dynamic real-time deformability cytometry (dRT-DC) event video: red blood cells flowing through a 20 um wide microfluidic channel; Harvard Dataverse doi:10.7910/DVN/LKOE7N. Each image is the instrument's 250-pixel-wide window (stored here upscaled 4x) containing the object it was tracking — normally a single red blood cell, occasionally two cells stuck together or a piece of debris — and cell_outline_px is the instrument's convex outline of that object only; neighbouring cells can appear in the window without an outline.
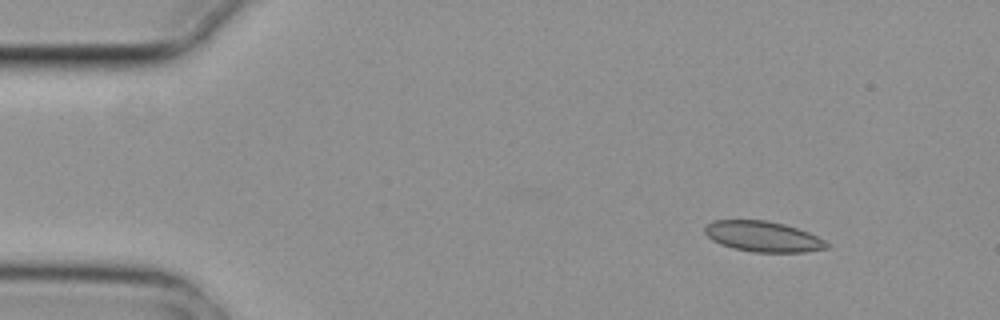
{"species": "common noctule bat (a hibernating species)", "species_latin": "Nyctalus noctula", "temperature_condition": "cold", "stored_images_in_passage": 3, "camera_frame_rate_fps": 3000, "um_per_image_px": 0.085, "animal": {"sex": "female", "body_mass_g": 29.2, "forearm_length_mm": 56.3}, "frame": {"image": 1, "passage_image": 1, "time_ms": 0.0, "image_size_px": [1000, 320], "cell_outline_px": [[832, 244], [828, 248], [804, 252], [752, 252], [732, 248], [720, 244], [712, 240], [704, 232], [704, 228], [712, 220], [764, 220], [784, 224], [808, 232]], "centroid_in_image_um": [64.85, 20.11], "position_along_channel_um": 20.1, "area_um2": 21.73}}